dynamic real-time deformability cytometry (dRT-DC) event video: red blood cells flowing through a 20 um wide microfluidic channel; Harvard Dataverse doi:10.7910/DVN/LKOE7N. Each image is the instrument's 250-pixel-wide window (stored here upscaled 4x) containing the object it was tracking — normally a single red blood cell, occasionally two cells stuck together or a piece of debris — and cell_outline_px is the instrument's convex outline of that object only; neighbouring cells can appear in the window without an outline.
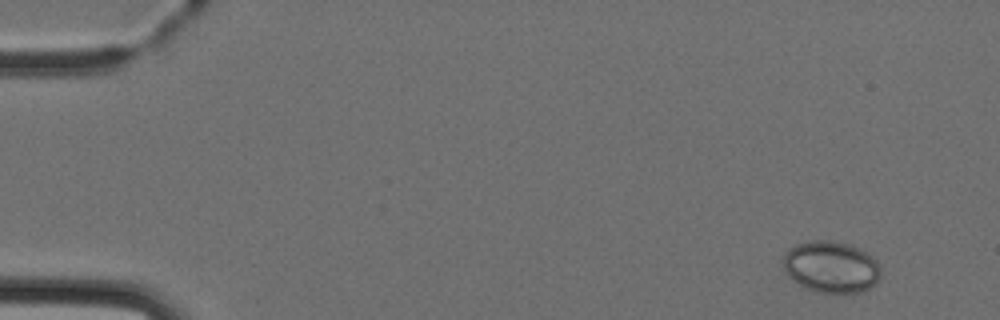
{"species": "Egyptian fruit bat (a non-hibernating species)", "species_latin": "Rousettus aegyptiacus", "temperature_condition": "cold", "stored_images_in_passage": 4, "camera_frame_rate_fps": 3000, "um_per_image_px": 0.085, "animal": {"sex": "female"}, "frame": {"image": 1, "passage_image": 1, "time_ms": 0.0, "image_size_px": [1000, 320], "cell_outline_px": [[880, 280], [876, 284], [860, 292], [816, 292], [792, 280], [788, 276], [784, 268], [784, 256], [788, 248], [796, 244], [812, 240], [832, 240], [848, 244], [860, 248], [868, 252], [876, 260], [880, 268]], "centroid_in_image_um": [70.66, 22.67], "position_along_channel_um": 14.3, "area_um2": 29.42}}